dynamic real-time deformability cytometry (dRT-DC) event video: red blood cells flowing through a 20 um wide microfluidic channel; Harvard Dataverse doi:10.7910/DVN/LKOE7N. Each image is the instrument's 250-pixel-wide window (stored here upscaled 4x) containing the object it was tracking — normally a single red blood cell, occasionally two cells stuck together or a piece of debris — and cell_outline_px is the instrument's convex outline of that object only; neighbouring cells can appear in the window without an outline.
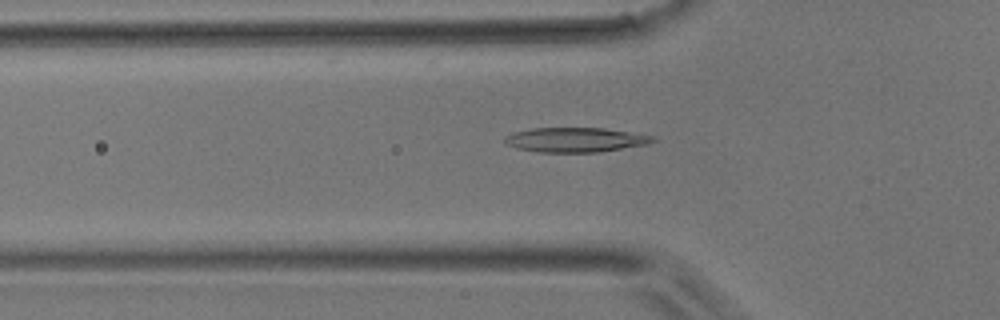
{"species": "common noctule bat (a hibernating species)", "species_latin": "Nyctalus noctula", "temperature_condition": "room temperature", "stored_images_in_passage": 39, "camera_frame_rate_fps": 3000, "um_per_image_px": 0.085, "animal": {"sex": "male", "body_mass_g": 17.9}, "frame": {"image": 1, "passage_image": 6, "time_ms": 1.667, "image_size_px": [1000, 320], "cell_outline_px": [[656, 140], [648, 144], [596, 152], [536, 152], [516, 148], [508, 144], [504, 140], [504, 136], [512, 132], [532, 128], [604, 128], [652, 136]], "centroid_in_image_um": [48.85, 11.88], "position_along_channel_um": 77.0, "area_um2": 21.04}}
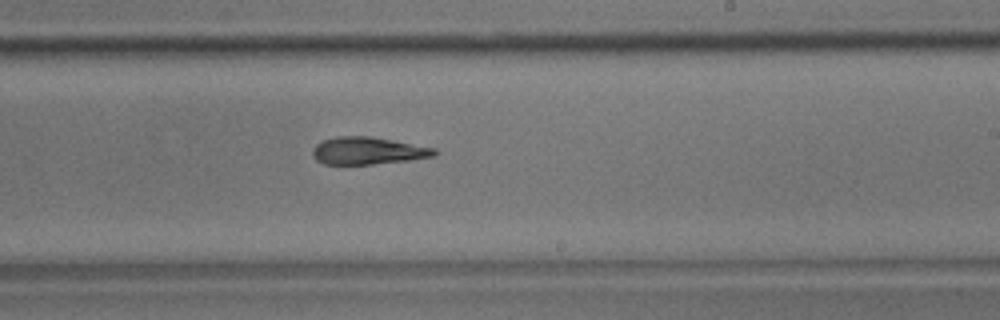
{"frame": {"image": 2, "passage_image": 19, "time_ms": 6.0, "image_size_px": [1000, 320], "cell_outline_px": [[436, 156], [412, 160], [372, 164], [324, 164], [316, 160], [312, 156], [312, 148], [320, 140], [336, 136], [368, 136], [436, 148]], "centroid_in_image_um": [31.23, 12.81], "position_along_channel_um": 257.8, "area_um2": 19.54}}
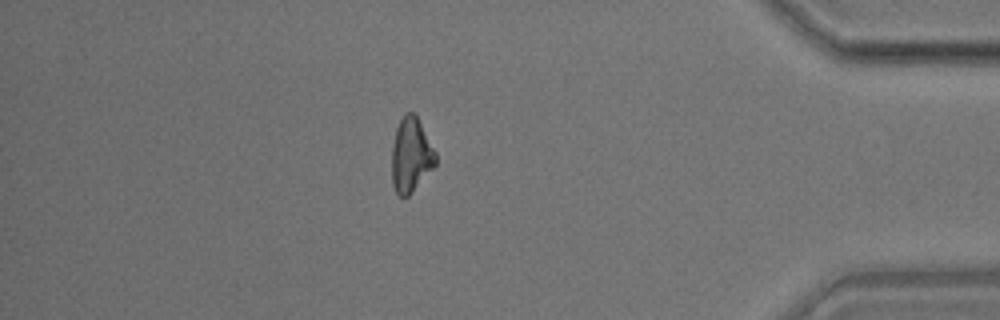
{"frame": {"image": 3, "passage_image": 32, "time_ms": 10.333, "image_size_px": [1000, 320], "cell_outline_px": [[436, 164], [412, 192], [408, 196], [400, 196], [396, 192], [392, 184], [392, 148], [396, 128], [404, 112], [412, 112], [416, 116], [436, 152]], "centroid_in_image_um": [34.92, 13.18], "position_along_channel_um": 400.3, "area_um2": 18.79}}